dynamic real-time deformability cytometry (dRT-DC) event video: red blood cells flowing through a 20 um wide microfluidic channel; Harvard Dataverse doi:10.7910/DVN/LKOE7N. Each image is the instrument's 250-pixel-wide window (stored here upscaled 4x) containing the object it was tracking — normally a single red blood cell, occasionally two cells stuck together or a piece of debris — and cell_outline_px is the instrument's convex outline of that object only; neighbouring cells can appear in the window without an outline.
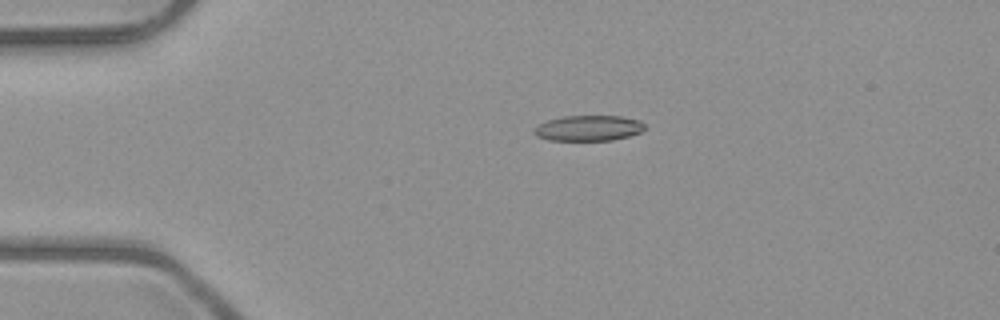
{"species": "common noctule bat (a hibernating species)", "species_latin": "Nyctalus noctula", "temperature_condition": "room temperature", "stored_images_in_passage": 5, "camera_frame_rate_fps": 3000, "um_per_image_px": 0.085, "animal": {"sex": "male", "body_mass_g": 23.1, "forearm_length_mm": 52.7}, "frame": {"image": 1, "passage_image": 4, "time_ms": 3.667, "image_size_px": [1000, 320], "cell_outline_px": [[644, 128], [640, 132], [628, 136], [612, 140], [548, 140], [536, 136], [532, 132], [532, 128], [536, 124], [548, 120], [564, 116], [620, 116], [640, 120], [644, 124]], "centroid_in_image_um": [49.96, 10.89], "position_along_channel_um": 35.0, "area_um2": 16.53}}